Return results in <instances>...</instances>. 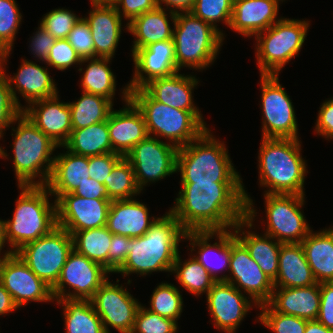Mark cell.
Instances as JSON below:
<instances>
[{
  "instance_id": "cell-1",
  "label": "cell",
  "mask_w": 333,
  "mask_h": 333,
  "mask_svg": "<svg viewBox=\"0 0 333 333\" xmlns=\"http://www.w3.org/2000/svg\"><path fill=\"white\" fill-rule=\"evenodd\" d=\"M243 182L181 183L170 212L185 231L227 230L246 217Z\"/></svg>"
},
{
  "instance_id": "cell-2",
  "label": "cell",
  "mask_w": 333,
  "mask_h": 333,
  "mask_svg": "<svg viewBox=\"0 0 333 333\" xmlns=\"http://www.w3.org/2000/svg\"><path fill=\"white\" fill-rule=\"evenodd\" d=\"M185 230L174 215L168 211L158 217L142 236L130 238L129 254L124 264L115 272L127 277L132 273L146 276L152 272L171 273L184 240Z\"/></svg>"
},
{
  "instance_id": "cell-3",
  "label": "cell",
  "mask_w": 333,
  "mask_h": 333,
  "mask_svg": "<svg viewBox=\"0 0 333 333\" xmlns=\"http://www.w3.org/2000/svg\"><path fill=\"white\" fill-rule=\"evenodd\" d=\"M258 153L259 183L265 194L305 195L307 164L301 141L293 138H262Z\"/></svg>"
},
{
  "instance_id": "cell-4",
  "label": "cell",
  "mask_w": 333,
  "mask_h": 333,
  "mask_svg": "<svg viewBox=\"0 0 333 333\" xmlns=\"http://www.w3.org/2000/svg\"><path fill=\"white\" fill-rule=\"evenodd\" d=\"M13 216L5 220L6 240L11 248L2 255L15 253L25 244L49 234L57 227L56 201L45 185H21ZM13 249V250H12Z\"/></svg>"
},
{
  "instance_id": "cell-5",
  "label": "cell",
  "mask_w": 333,
  "mask_h": 333,
  "mask_svg": "<svg viewBox=\"0 0 333 333\" xmlns=\"http://www.w3.org/2000/svg\"><path fill=\"white\" fill-rule=\"evenodd\" d=\"M225 145L208 128L197 139L178 148L176 173H181L180 183L243 182Z\"/></svg>"
},
{
  "instance_id": "cell-6",
  "label": "cell",
  "mask_w": 333,
  "mask_h": 333,
  "mask_svg": "<svg viewBox=\"0 0 333 333\" xmlns=\"http://www.w3.org/2000/svg\"><path fill=\"white\" fill-rule=\"evenodd\" d=\"M17 121L16 128L11 126L14 140L12 159L17 186L46 185L55 159L53 152L59 146L22 112L18 115Z\"/></svg>"
},
{
  "instance_id": "cell-7",
  "label": "cell",
  "mask_w": 333,
  "mask_h": 333,
  "mask_svg": "<svg viewBox=\"0 0 333 333\" xmlns=\"http://www.w3.org/2000/svg\"><path fill=\"white\" fill-rule=\"evenodd\" d=\"M129 99L141 111L148 135L165 138L177 148L188 145L208 129L190 111L156 101L144 88L131 90Z\"/></svg>"
},
{
  "instance_id": "cell-8",
  "label": "cell",
  "mask_w": 333,
  "mask_h": 333,
  "mask_svg": "<svg viewBox=\"0 0 333 333\" xmlns=\"http://www.w3.org/2000/svg\"><path fill=\"white\" fill-rule=\"evenodd\" d=\"M173 41L176 65L203 70L214 63L223 45V35L191 12L176 13Z\"/></svg>"
},
{
  "instance_id": "cell-9",
  "label": "cell",
  "mask_w": 333,
  "mask_h": 333,
  "mask_svg": "<svg viewBox=\"0 0 333 333\" xmlns=\"http://www.w3.org/2000/svg\"><path fill=\"white\" fill-rule=\"evenodd\" d=\"M309 26L308 20L284 17L257 34L255 54L260 75H279L283 67L299 55Z\"/></svg>"
},
{
  "instance_id": "cell-10",
  "label": "cell",
  "mask_w": 333,
  "mask_h": 333,
  "mask_svg": "<svg viewBox=\"0 0 333 333\" xmlns=\"http://www.w3.org/2000/svg\"><path fill=\"white\" fill-rule=\"evenodd\" d=\"M72 250L71 234L57 226L49 234L25 244L15 253L37 277L53 288Z\"/></svg>"
},
{
  "instance_id": "cell-11",
  "label": "cell",
  "mask_w": 333,
  "mask_h": 333,
  "mask_svg": "<svg viewBox=\"0 0 333 333\" xmlns=\"http://www.w3.org/2000/svg\"><path fill=\"white\" fill-rule=\"evenodd\" d=\"M306 195L264 194L266 229L264 234L282 244L301 243L311 231L303 215Z\"/></svg>"
},
{
  "instance_id": "cell-12",
  "label": "cell",
  "mask_w": 333,
  "mask_h": 333,
  "mask_svg": "<svg viewBox=\"0 0 333 333\" xmlns=\"http://www.w3.org/2000/svg\"><path fill=\"white\" fill-rule=\"evenodd\" d=\"M260 78L262 138L299 139L294 106L278 75H260Z\"/></svg>"
},
{
  "instance_id": "cell-13",
  "label": "cell",
  "mask_w": 333,
  "mask_h": 333,
  "mask_svg": "<svg viewBox=\"0 0 333 333\" xmlns=\"http://www.w3.org/2000/svg\"><path fill=\"white\" fill-rule=\"evenodd\" d=\"M178 148L157 137L147 136L125 156L132 165L138 188L143 191L154 183L176 173Z\"/></svg>"
},
{
  "instance_id": "cell-14",
  "label": "cell",
  "mask_w": 333,
  "mask_h": 333,
  "mask_svg": "<svg viewBox=\"0 0 333 333\" xmlns=\"http://www.w3.org/2000/svg\"><path fill=\"white\" fill-rule=\"evenodd\" d=\"M110 273L100 263L89 260L73 249L67 257L56 285L52 288L54 300L64 298L91 300ZM66 285L69 286L68 292ZM70 287L73 288L72 292Z\"/></svg>"
},
{
  "instance_id": "cell-15",
  "label": "cell",
  "mask_w": 333,
  "mask_h": 333,
  "mask_svg": "<svg viewBox=\"0 0 333 333\" xmlns=\"http://www.w3.org/2000/svg\"><path fill=\"white\" fill-rule=\"evenodd\" d=\"M231 228V257L226 282L248 295L258 306L267 304L274 290L273 281L250 257L246 247L236 238Z\"/></svg>"
},
{
  "instance_id": "cell-16",
  "label": "cell",
  "mask_w": 333,
  "mask_h": 333,
  "mask_svg": "<svg viewBox=\"0 0 333 333\" xmlns=\"http://www.w3.org/2000/svg\"><path fill=\"white\" fill-rule=\"evenodd\" d=\"M119 281L117 279L115 284L107 279L91 299L106 333H110V326L120 333H131L137 310L141 305L127 288L117 284Z\"/></svg>"
},
{
  "instance_id": "cell-17",
  "label": "cell",
  "mask_w": 333,
  "mask_h": 333,
  "mask_svg": "<svg viewBox=\"0 0 333 333\" xmlns=\"http://www.w3.org/2000/svg\"><path fill=\"white\" fill-rule=\"evenodd\" d=\"M0 282L18 308L32 301H55L52 288L37 277L16 253L0 256Z\"/></svg>"
},
{
  "instance_id": "cell-18",
  "label": "cell",
  "mask_w": 333,
  "mask_h": 333,
  "mask_svg": "<svg viewBox=\"0 0 333 333\" xmlns=\"http://www.w3.org/2000/svg\"><path fill=\"white\" fill-rule=\"evenodd\" d=\"M111 201L87 199L72 193L56 200L57 226L71 235L77 231L106 226Z\"/></svg>"
},
{
  "instance_id": "cell-19",
  "label": "cell",
  "mask_w": 333,
  "mask_h": 333,
  "mask_svg": "<svg viewBox=\"0 0 333 333\" xmlns=\"http://www.w3.org/2000/svg\"><path fill=\"white\" fill-rule=\"evenodd\" d=\"M242 293L226 281H218L213 284L206 294V300L207 309L216 329L226 333H235L252 306H258L250 297Z\"/></svg>"
},
{
  "instance_id": "cell-20",
  "label": "cell",
  "mask_w": 333,
  "mask_h": 333,
  "mask_svg": "<svg viewBox=\"0 0 333 333\" xmlns=\"http://www.w3.org/2000/svg\"><path fill=\"white\" fill-rule=\"evenodd\" d=\"M246 201V217L238 221L232 228L236 238L246 247L250 257L259 265L261 270L273 282L275 281L279 269V251L281 244L273 237L263 234L259 235L252 232L253 222L257 216L256 209L253 207V200L246 191H244ZM246 231V232H245Z\"/></svg>"
},
{
  "instance_id": "cell-21",
  "label": "cell",
  "mask_w": 333,
  "mask_h": 333,
  "mask_svg": "<svg viewBox=\"0 0 333 333\" xmlns=\"http://www.w3.org/2000/svg\"><path fill=\"white\" fill-rule=\"evenodd\" d=\"M12 50H8L6 56L0 65V72L7 79L8 85L11 90L12 97L16 105L23 110L24 106L21 105L19 97L16 93L21 94L23 99L29 105L30 103L51 98L58 95V89L55 80L50 76L47 67L37 65L33 61L22 59L20 68L17 70L15 76L6 74V63ZM18 91V92H17Z\"/></svg>"
},
{
  "instance_id": "cell-22",
  "label": "cell",
  "mask_w": 333,
  "mask_h": 333,
  "mask_svg": "<svg viewBox=\"0 0 333 333\" xmlns=\"http://www.w3.org/2000/svg\"><path fill=\"white\" fill-rule=\"evenodd\" d=\"M131 55L135 69L133 78L127 84L130 91L143 88L153 79L168 77L179 72L173 39L150 44L137 49Z\"/></svg>"
},
{
  "instance_id": "cell-23",
  "label": "cell",
  "mask_w": 333,
  "mask_h": 333,
  "mask_svg": "<svg viewBox=\"0 0 333 333\" xmlns=\"http://www.w3.org/2000/svg\"><path fill=\"white\" fill-rule=\"evenodd\" d=\"M129 87L122 90L125 107L110 112L107 125L113 152L123 157L140 141L148 136L146 124L141 111L129 99Z\"/></svg>"
},
{
  "instance_id": "cell-24",
  "label": "cell",
  "mask_w": 333,
  "mask_h": 333,
  "mask_svg": "<svg viewBox=\"0 0 333 333\" xmlns=\"http://www.w3.org/2000/svg\"><path fill=\"white\" fill-rule=\"evenodd\" d=\"M214 237H216V240L218 241L211 244L210 239H214ZM184 239L187 241L190 240L189 244L191 245V252L196 251L195 247H197L198 255L193 254V257L209 272L214 281H226L227 274L219 276L218 272L222 273V270H228L227 272H229L231 257V229L217 231H186Z\"/></svg>"
},
{
  "instance_id": "cell-25",
  "label": "cell",
  "mask_w": 333,
  "mask_h": 333,
  "mask_svg": "<svg viewBox=\"0 0 333 333\" xmlns=\"http://www.w3.org/2000/svg\"><path fill=\"white\" fill-rule=\"evenodd\" d=\"M22 113L58 146H63L72 132L71 110L59 95L24 106Z\"/></svg>"
},
{
  "instance_id": "cell-26",
  "label": "cell",
  "mask_w": 333,
  "mask_h": 333,
  "mask_svg": "<svg viewBox=\"0 0 333 333\" xmlns=\"http://www.w3.org/2000/svg\"><path fill=\"white\" fill-rule=\"evenodd\" d=\"M199 80L189 74L179 72L162 78H156L147 83L143 88L156 100L170 107L190 111L205 127L206 122L195 106L192 93L199 84Z\"/></svg>"
},
{
  "instance_id": "cell-27",
  "label": "cell",
  "mask_w": 333,
  "mask_h": 333,
  "mask_svg": "<svg viewBox=\"0 0 333 333\" xmlns=\"http://www.w3.org/2000/svg\"><path fill=\"white\" fill-rule=\"evenodd\" d=\"M285 0H234L229 28L245 37L267 30L277 18L279 3Z\"/></svg>"
},
{
  "instance_id": "cell-28",
  "label": "cell",
  "mask_w": 333,
  "mask_h": 333,
  "mask_svg": "<svg viewBox=\"0 0 333 333\" xmlns=\"http://www.w3.org/2000/svg\"><path fill=\"white\" fill-rule=\"evenodd\" d=\"M92 9L84 19L90 26L95 47V58H114L123 30L116 8L107 3H91Z\"/></svg>"
},
{
  "instance_id": "cell-29",
  "label": "cell",
  "mask_w": 333,
  "mask_h": 333,
  "mask_svg": "<svg viewBox=\"0 0 333 333\" xmlns=\"http://www.w3.org/2000/svg\"><path fill=\"white\" fill-rule=\"evenodd\" d=\"M156 219L158 217H149L147 206L135 198L115 200L111 201L106 227L112 234L137 238L144 235Z\"/></svg>"
},
{
  "instance_id": "cell-30",
  "label": "cell",
  "mask_w": 333,
  "mask_h": 333,
  "mask_svg": "<svg viewBox=\"0 0 333 333\" xmlns=\"http://www.w3.org/2000/svg\"><path fill=\"white\" fill-rule=\"evenodd\" d=\"M268 304L278 313L316 320L320 309V283L300 288H274Z\"/></svg>"
},
{
  "instance_id": "cell-31",
  "label": "cell",
  "mask_w": 333,
  "mask_h": 333,
  "mask_svg": "<svg viewBox=\"0 0 333 333\" xmlns=\"http://www.w3.org/2000/svg\"><path fill=\"white\" fill-rule=\"evenodd\" d=\"M89 178V157L67 150L55 155L52 173L45 186L56 201L62 194L72 193Z\"/></svg>"
},
{
  "instance_id": "cell-32",
  "label": "cell",
  "mask_w": 333,
  "mask_h": 333,
  "mask_svg": "<svg viewBox=\"0 0 333 333\" xmlns=\"http://www.w3.org/2000/svg\"><path fill=\"white\" fill-rule=\"evenodd\" d=\"M168 14L165 7L157 6L155 9L135 17L127 24V31L135 37L131 49L132 54L137 49L147 47L150 44L173 39L174 28L170 26L168 17L174 24L176 13L169 10Z\"/></svg>"
},
{
  "instance_id": "cell-33",
  "label": "cell",
  "mask_w": 333,
  "mask_h": 333,
  "mask_svg": "<svg viewBox=\"0 0 333 333\" xmlns=\"http://www.w3.org/2000/svg\"><path fill=\"white\" fill-rule=\"evenodd\" d=\"M316 283L301 243L281 244L274 288H300Z\"/></svg>"
},
{
  "instance_id": "cell-34",
  "label": "cell",
  "mask_w": 333,
  "mask_h": 333,
  "mask_svg": "<svg viewBox=\"0 0 333 333\" xmlns=\"http://www.w3.org/2000/svg\"><path fill=\"white\" fill-rule=\"evenodd\" d=\"M301 245L316 282H333V227L311 230Z\"/></svg>"
},
{
  "instance_id": "cell-35",
  "label": "cell",
  "mask_w": 333,
  "mask_h": 333,
  "mask_svg": "<svg viewBox=\"0 0 333 333\" xmlns=\"http://www.w3.org/2000/svg\"><path fill=\"white\" fill-rule=\"evenodd\" d=\"M59 147L86 157L114 153L109 137L107 120L72 130L68 141Z\"/></svg>"
},
{
  "instance_id": "cell-36",
  "label": "cell",
  "mask_w": 333,
  "mask_h": 333,
  "mask_svg": "<svg viewBox=\"0 0 333 333\" xmlns=\"http://www.w3.org/2000/svg\"><path fill=\"white\" fill-rule=\"evenodd\" d=\"M66 333H106L91 300L61 299Z\"/></svg>"
},
{
  "instance_id": "cell-37",
  "label": "cell",
  "mask_w": 333,
  "mask_h": 333,
  "mask_svg": "<svg viewBox=\"0 0 333 333\" xmlns=\"http://www.w3.org/2000/svg\"><path fill=\"white\" fill-rule=\"evenodd\" d=\"M110 60L112 59L100 57L82 59L80 66L86 62L88 64L82 73L80 85L82 92L102 96L114 103L117 81L110 68Z\"/></svg>"
},
{
  "instance_id": "cell-38",
  "label": "cell",
  "mask_w": 333,
  "mask_h": 333,
  "mask_svg": "<svg viewBox=\"0 0 333 333\" xmlns=\"http://www.w3.org/2000/svg\"><path fill=\"white\" fill-rule=\"evenodd\" d=\"M71 110L72 130L88 127L106 121L113 109V103L102 96L82 92L74 102H68Z\"/></svg>"
},
{
  "instance_id": "cell-39",
  "label": "cell",
  "mask_w": 333,
  "mask_h": 333,
  "mask_svg": "<svg viewBox=\"0 0 333 333\" xmlns=\"http://www.w3.org/2000/svg\"><path fill=\"white\" fill-rule=\"evenodd\" d=\"M73 249L108 270V251L112 233L106 226L74 232Z\"/></svg>"
},
{
  "instance_id": "cell-40",
  "label": "cell",
  "mask_w": 333,
  "mask_h": 333,
  "mask_svg": "<svg viewBox=\"0 0 333 333\" xmlns=\"http://www.w3.org/2000/svg\"><path fill=\"white\" fill-rule=\"evenodd\" d=\"M181 260L178 253L171 271L181 287L195 296L207 294L215 283L209 272L192 256L184 262Z\"/></svg>"
},
{
  "instance_id": "cell-41",
  "label": "cell",
  "mask_w": 333,
  "mask_h": 333,
  "mask_svg": "<svg viewBox=\"0 0 333 333\" xmlns=\"http://www.w3.org/2000/svg\"><path fill=\"white\" fill-rule=\"evenodd\" d=\"M104 185L110 201L133 199L141 193L132 165L125 157L114 165Z\"/></svg>"
},
{
  "instance_id": "cell-42",
  "label": "cell",
  "mask_w": 333,
  "mask_h": 333,
  "mask_svg": "<svg viewBox=\"0 0 333 333\" xmlns=\"http://www.w3.org/2000/svg\"><path fill=\"white\" fill-rule=\"evenodd\" d=\"M183 306V297L178 287L161 282L153 290L150 307L146 309L177 322L181 317Z\"/></svg>"
},
{
  "instance_id": "cell-43",
  "label": "cell",
  "mask_w": 333,
  "mask_h": 333,
  "mask_svg": "<svg viewBox=\"0 0 333 333\" xmlns=\"http://www.w3.org/2000/svg\"><path fill=\"white\" fill-rule=\"evenodd\" d=\"M234 0H195L190 11L195 17L212 25L223 35V31L217 27V22H224L230 26Z\"/></svg>"
},
{
  "instance_id": "cell-44",
  "label": "cell",
  "mask_w": 333,
  "mask_h": 333,
  "mask_svg": "<svg viewBox=\"0 0 333 333\" xmlns=\"http://www.w3.org/2000/svg\"><path fill=\"white\" fill-rule=\"evenodd\" d=\"M257 308H260L261 312L256 320L274 333H305L308 320L278 313L268 303Z\"/></svg>"
},
{
  "instance_id": "cell-45",
  "label": "cell",
  "mask_w": 333,
  "mask_h": 333,
  "mask_svg": "<svg viewBox=\"0 0 333 333\" xmlns=\"http://www.w3.org/2000/svg\"><path fill=\"white\" fill-rule=\"evenodd\" d=\"M22 15L15 0H0V43L12 50Z\"/></svg>"
},
{
  "instance_id": "cell-46",
  "label": "cell",
  "mask_w": 333,
  "mask_h": 333,
  "mask_svg": "<svg viewBox=\"0 0 333 333\" xmlns=\"http://www.w3.org/2000/svg\"><path fill=\"white\" fill-rule=\"evenodd\" d=\"M177 329L176 321L162 317L140 305L131 333H177Z\"/></svg>"
},
{
  "instance_id": "cell-47",
  "label": "cell",
  "mask_w": 333,
  "mask_h": 333,
  "mask_svg": "<svg viewBox=\"0 0 333 333\" xmlns=\"http://www.w3.org/2000/svg\"><path fill=\"white\" fill-rule=\"evenodd\" d=\"M44 15L40 26L56 39H67L75 23L81 18L64 8L53 9Z\"/></svg>"
},
{
  "instance_id": "cell-48",
  "label": "cell",
  "mask_w": 333,
  "mask_h": 333,
  "mask_svg": "<svg viewBox=\"0 0 333 333\" xmlns=\"http://www.w3.org/2000/svg\"><path fill=\"white\" fill-rule=\"evenodd\" d=\"M67 40L81 59L95 58V47L91 29L83 17L75 23L69 32Z\"/></svg>"
},
{
  "instance_id": "cell-49",
  "label": "cell",
  "mask_w": 333,
  "mask_h": 333,
  "mask_svg": "<svg viewBox=\"0 0 333 333\" xmlns=\"http://www.w3.org/2000/svg\"><path fill=\"white\" fill-rule=\"evenodd\" d=\"M82 59L67 39H57L50 49L45 63L57 70H67L72 65H80Z\"/></svg>"
},
{
  "instance_id": "cell-50",
  "label": "cell",
  "mask_w": 333,
  "mask_h": 333,
  "mask_svg": "<svg viewBox=\"0 0 333 333\" xmlns=\"http://www.w3.org/2000/svg\"><path fill=\"white\" fill-rule=\"evenodd\" d=\"M22 110L16 105L7 79L0 72V139L3 138V132L10 125L17 123V117Z\"/></svg>"
},
{
  "instance_id": "cell-51",
  "label": "cell",
  "mask_w": 333,
  "mask_h": 333,
  "mask_svg": "<svg viewBox=\"0 0 333 333\" xmlns=\"http://www.w3.org/2000/svg\"><path fill=\"white\" fill-rule=\"evenodd\" d=\"M123 156L117 153H106L103 155L90 156L89 157V177L105 184V180L111 173L114 165Z\"/></svg>"
},
{
  "instance_id": "cell-52",
  "label": "cell",
  "mask_w": 333,
  "mask_h": 333,
  "mask_svg": "<svg viewBox=\"0 0 333 333\" xmlns=\"http://www.w3.org/2000/svg\"><path fill=\"white\" fill-rule=\"evenodd\" d=\"M119 15L130 23L135 17L157 7L156 0H114L111 3Z\"/></svg>"
},
{
  "instance_id": "cell-53",
  "label": "cell",
  "mask_w": 333,
  "mask_h": 333,
  "mask_svg": "<svg viewBox=\"0 0 333 333\" xmlns=\"http://www.w3.org/2000/svg\"><path fill=\"white\" fill-rule=\"evenodd\" d=\"M130 238L112 234L111 246L108 251V270L115 273L126 261L129 254Z\"/></svg>"
},
{
  "instance_id": "cell-54",
  "label": "cell",
  "mask_w": 333,
  "mask_h": 333,
  "mask_svg": "<svg viewBox=\"0 0 333 333\" xmlns=\"http://www.w3.org/2000/svg\"><path fill=\"white\" fill-rule=\"evenodd\" d=\"M316 320L333 330V282L320 283V309Z\"/></svg>"
},
{
  "instance_id": "cell-55",
  "label": "cell",
  "mask_w": 333,
  "mask_h": 333,
  "mask_svg": "<svg viewBox=\"0 0 333 333\" xmlns=\"http://www.w3.org/2000/svg\"><path fill=\"white\" fill-rule=\"evenodd\" d=\"M31 38V53L34 55L33 57H37L38 61H42L43 63L46 61L50 49L54 46L55 41L57 40L55 37H52L42 26H38L37 31L33 34Z\"/></svg>"
},
{
  "instance_id": "cell-56",
  "label": "cell",
  "mask_w": 333,
  "mask_h": 333,
  "mask_svg": "<svg viewBox=\"0 0 333 333\" xmlns=\"http://www.w3.org/2000/svg\"><path fill=\"white\" fill-rule=\"evenodd\" d=\"M318 118L315 123L316 134L326 140L333 139V97L325 100L319 108Z\"/></svg>"
},
{
  "instance_id": "cell-57",
  "label": "cell",
  "mask_w": 333,
  "mask_h": 333,
  "mask_svg": "<svg viewBox=\"0 0 333 333\" xmlns=\"http://www.w3.org/2000/svg\"><path fill=\"white\" fill-rule=\"evenodd\" d=\"M72 194L87 199H108V192L105 185L91 178L76 187Z\"/></svg>"
},
{
  "instance_id": "cell-58",
  "label": "cell",
  "mask_w": 333,
  "mask_h": 333,
  "mask_svg": "<svg viewBox=\"0 0 333 333\" xmlns=\"http://www.w3.org/2000/svg\"><path fill=\"white\" fill-rule=\"evenodd\" d=\"M195 0H156L157 6L162 7L163 5L166 6L165 8L167 11H173L175 13L178 12H190L194 6Z\"/></svg>"
},
{
  "instance_id": "cell-59",
  "label": "cell",
  "mask_w": 333,
  "mask_h": 333,
  "mask_svg": "<svg viewBox=\"0 0 333 333\" xmlns=\"http://www.w3.org/2000/svg\"><path fill=\"white\" fill-rule=\"evenodd\" d=\"M16 309L19 308L15 305L11 295L0 282V315H7Z\"/></svg>"
},
{
  "instance_id": "cell-60",
  "label": "cell",
  "mask_w": 333,
  "mask_h": 333,
  "mask_svg": "<svg viewBox=\"0 0 333 333\" xmlns=\"http://www.w3.org/2000/svg\"><path fill=\"white\" fill-rule=\"evenodd\" d=\"M305 333H333V330L325 327L317 320H310L306 323Z\"/></svg>"
},
{
  "instance_id": "cell-61",
  "label": "cell",
  "mask_w": 333,
  "mask_h": 333,
  "mask_svg": "<svg viewBox=\"0 0 333 333\" xmlns=\"http://www.w3.org/2000/svg\"><path fill=\"white\" fill-rule=\"evenodd\" d=\"M5 244H7L5 220L0 219V256L1 250L5 247Z\"/></svg>"
},
{
  "instance_id": "cell-62",
  "label": "cell",
  "mask_w": 333,
  "mask_h": 333,
  "mask_svg": "<svg viewBox=\"0 0 333 333\" xmlns=\"http://www.w3.org/2000/svg\"><path fill=\"white\" fill-rule=\"evenodd\" d=\"M7 52L8 50L0 43V65L4 57L6 56Z\"/></svg>"
},
{
  "instance_id": "cell-63",
  "label": "cell",
  "mask_w": 333,
  "mask_h": 333,
  "mask_svg": "<svg viewBox=\"0 0 333 333\" xmlns=\"http://www.w3.org/2000/svg\"><path fill=\"white\" fill-rule=\"evenodd\" d=\"M90 3H107L111 4L114 0H90Z\"/></svg>"
},
{
  "instance_id": "cell-64",
  "label": "cell",
  "mask_w": 333,
  "mask_h": 333,
  "mask_svg": "<svg viewBox=\"0 0 333 333\" xmlns=\"http://www.w3.org/2000/svg\"><path fill=\"white\" fill-rule=\"evenodd\" d=\"M6 150H4V147L2 148L1 146H0V158H4V159H8V157L7 156H9V155H7V153L5 152Z\"/></svg>"
}]
</instances>
